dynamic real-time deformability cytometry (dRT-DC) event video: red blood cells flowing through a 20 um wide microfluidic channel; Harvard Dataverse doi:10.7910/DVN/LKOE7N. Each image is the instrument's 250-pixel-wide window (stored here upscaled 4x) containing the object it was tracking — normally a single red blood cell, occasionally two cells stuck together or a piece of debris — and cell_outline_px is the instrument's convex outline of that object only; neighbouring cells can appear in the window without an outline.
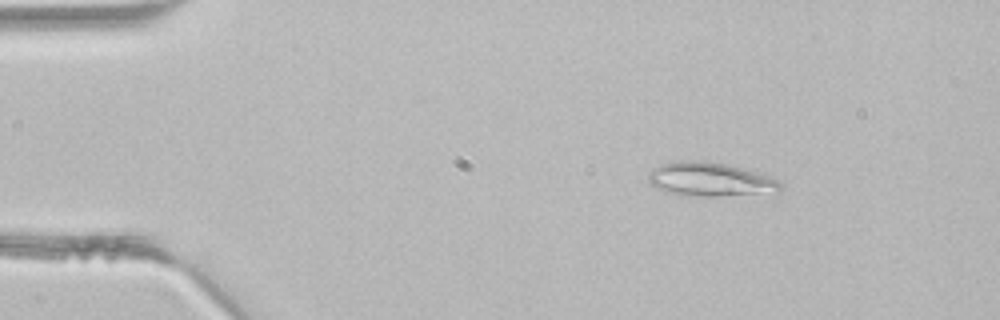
{"species": "common noctule bat (a hibernating species)", "species_latin": "Nyctalus noctula", "temperature_condition": "room temperature", "stored_images_in_passage": 4, "camera_frame_rate_fps": 3000, "um_per_image_px": 0.085, "animal": {"sex": "male", "body_mass_g": 21.5, "forearm_length_mm": 52.0}, "frame": {"image": 1, "passage_image": 2, "time_ms": 0.333, "image_size_px": [1000, 320], "cell_outline_px": [[784, 188], [780, 192], [720, 196], [700, 196], [664, 192], [648, 184], [648, 172], [652, 168], [660, 164], [680, 160], [700, 160], [728, 164], [748, 168], [780, 180], [784, 184]], "centroid_in_image_um": [60.4, 15.24], "position_along_channel_um": 24.6, "area_um2": 26.82}}